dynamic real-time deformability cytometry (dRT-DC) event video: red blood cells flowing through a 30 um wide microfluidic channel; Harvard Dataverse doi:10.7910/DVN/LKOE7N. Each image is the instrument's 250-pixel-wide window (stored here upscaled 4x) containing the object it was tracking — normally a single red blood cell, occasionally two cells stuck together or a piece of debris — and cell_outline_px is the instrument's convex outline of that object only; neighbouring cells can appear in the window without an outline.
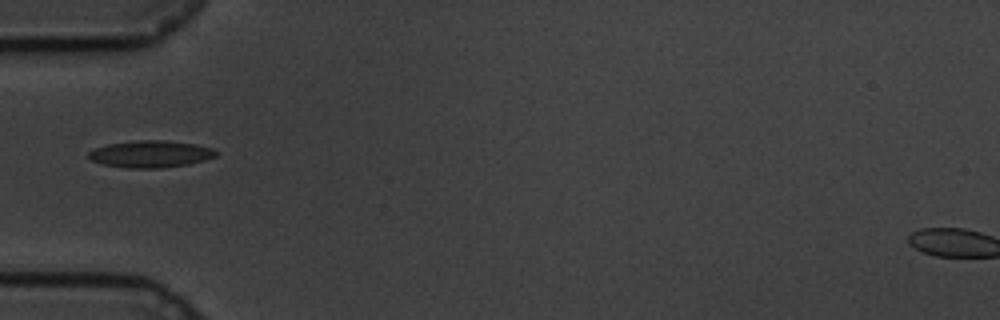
{"species": "common noctule bat (a hibernating species)", "species_latin": "Nyctalus noctula", "temperature_condition": "cold", "stored_images_in_passage": 41, "camera_frame_rate_fps": 3000, "um_per_image_px": 0.085, "animal": {"sex": "male", "body_mass_g": 19.5, "forearm_length_mm": 54.6}, "frame": {"image": 1, "passage_image": 1, "time_ms": 0.0, "image_size_px": [1000, 320], "cell_outline_px": [[216, 156], [204, 160], [188, 164], [160, 168], [128, 168], [100, 164], [92, 160], [88, 156], [88, 152], [96, 148], [108, 144], [136, 140], [164, 140], [196, 144], [212, 148], [216, 152]], "centroid_in_image_um": [12.78, 13.09], "position_along_channel_um": 72.2, "area_um2": 19.94}, "authors_computed_cell_mechanics": {"area_um2": 18.3804, "velocity_mm_per_s": 3.4051, "shape_relaxation_time_tau1_ms": 3.9739, "shape_relaxation_time_tau2_ms": 3.2162, "deformation_change_tau1": 0.1062, "deformation_change_tau2": 0.0947}}